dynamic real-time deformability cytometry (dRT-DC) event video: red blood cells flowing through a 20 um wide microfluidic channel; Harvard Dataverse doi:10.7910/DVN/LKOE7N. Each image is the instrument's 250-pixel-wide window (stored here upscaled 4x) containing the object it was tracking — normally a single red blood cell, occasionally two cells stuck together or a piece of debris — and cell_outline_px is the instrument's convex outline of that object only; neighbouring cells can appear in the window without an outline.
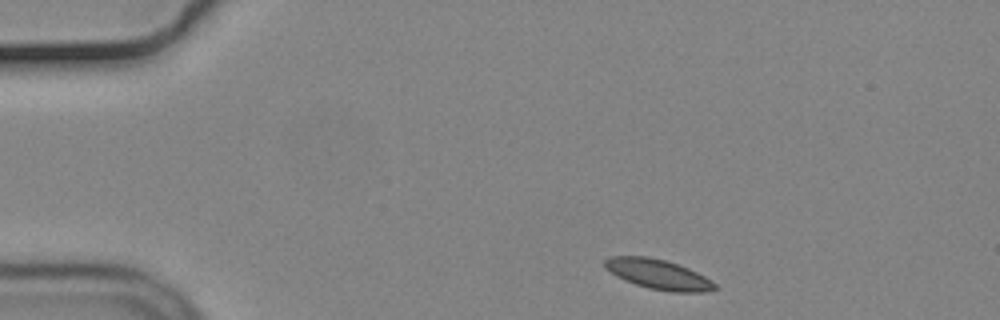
{"species": "common noctule bat (a hibernating species)", "species_latin": "Nyctalus noctula", "temperature_condition": "cold", "stored_images_in_passage": 47, "camera_frame_rate_fps": 3000, "um_per_image_px": 0.085, "animal": {"sex": "male", "body_mass_g": 19.2, "forearm_length_mm": 51.8}, "frame": {"image": 1, "passage_image": 1, "time_ms": 0.0, "image_size_px": [1000, 320], "cell_outline_px": [[716, 288], [704, 292], [672, 292], [648, 288], [624, 280], [616, 276], [604, 268], [604, 260], [612, 256], [648, 256], [664, 260], [688, 268], [704, 276], [716, 284]], "centroid_in_image_um": [55.91, 23.31], "position_along_channel_um": 29.1, "area_um2": 19.02}}
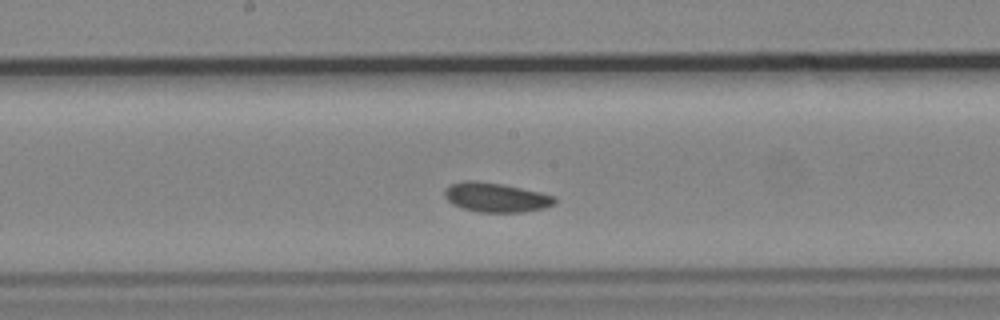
{"frame": {"image": 2, "passage_image": 21, "time_ms": 6.667, "image_size_px": [1000, 320], "cell_outline_px": [[556, 200], [552, 204], [544, 208], [524, 212], [480, 212], [464, 208], [452, 204], [444, 196], [444, 188], [452, 184], [464, 180], [476, 180], [504, 184], [540, 192], [556, 196]], "centroid_in_image_um": [42.14, 16.76], "position_along_channel_um": 206.1, "area_um2": 18.9}}
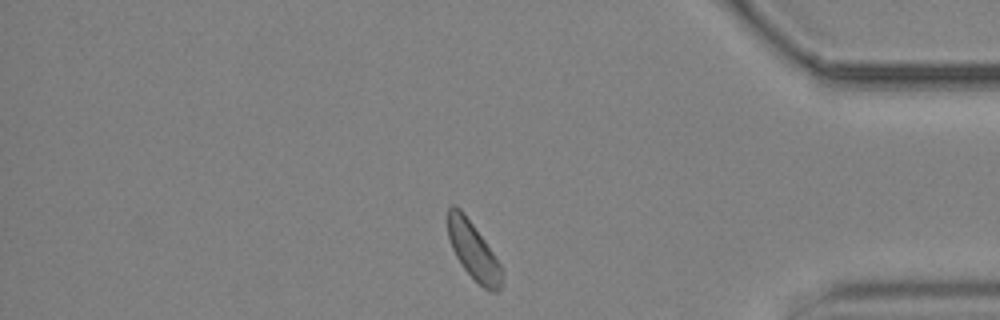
{"frame": {"image": 3, "passage_image": 39, "time_ms": 12.667, "image_size_px": [1000, 320], "cell_outline_px": [[504, 272], [500, 288], [496, 292], [488, 292], [464, 268], [456, 256], [452, 248], [448, 236], [448, 208], [452, 204], [456, 204], [464, 212], [484, 240], [500, 264]], "centroid_in_image_um": [40.24, 21.3], "position_along_channel_um": 395.0, "area_um2": 17.92}}